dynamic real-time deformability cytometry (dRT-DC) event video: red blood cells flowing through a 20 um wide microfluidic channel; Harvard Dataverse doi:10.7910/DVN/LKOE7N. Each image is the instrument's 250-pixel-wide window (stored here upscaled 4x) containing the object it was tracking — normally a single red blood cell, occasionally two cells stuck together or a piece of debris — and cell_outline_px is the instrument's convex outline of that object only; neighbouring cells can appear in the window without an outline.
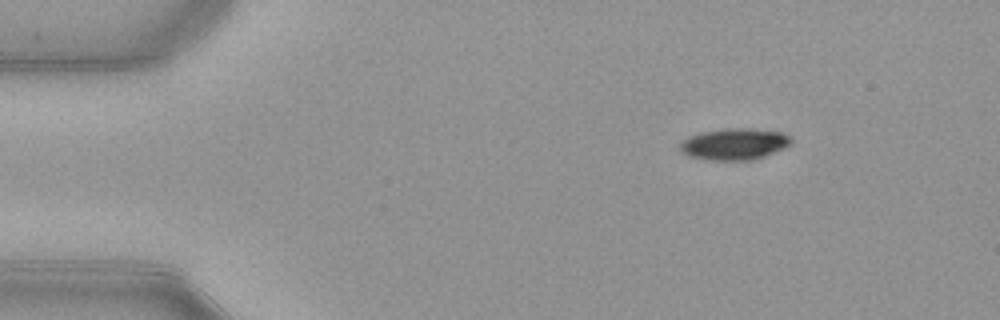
{"species": "common noctule bat (a hibernating species)", "species_latin": "Nyctalus noctula", "temperature_condition": "warm", "stored_images_in_passage": 46, "camera_frame_rate_fps": 3000, "um_per_image_px": 0.085, "animal": {"sex": "female", "body_mass_g": 21.9}, "frame": {"image": 1, "passage_image": 1, "time_ms": 0.0, "image_size_px": [1000, 320], "cell_outline_px": [[792, 144], [764, 156], [752, 160], [712, 160], [692, 156], [684, 152], [680, 148], [680, 144], [688, 136], [700, 132], [724, 128], [752, 128], [780, 132], [788, 136], [792, 140]], "centroid_in_image_um": [62.43, 12.23], "position_along_channel_um": 22.6, "area_um2": 20.17}}
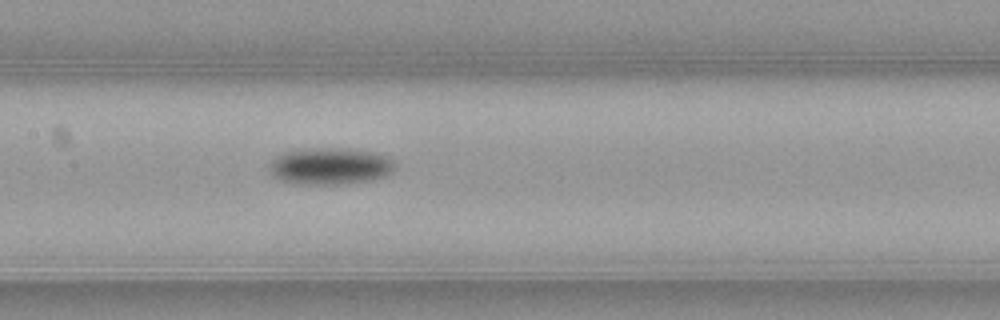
{"frame": {"image": 2, "passage_image": 19, "time_ms": 6.0, "image_size_px": [1000, 320], "cell_outline_px": [[396, 168], [392, 172], [384, 176], [372, 180], [348, 184], [296, 184], [280, 180], [272, 176], [272, 160], [280, 152], [316, 148], [348, 148], [372, 152], [388, 156], [396, 164]], "centroid_in_image_um": [28.1, 14.13], "position_along_channel_um": 179.3, "area_um2": 27.11}}
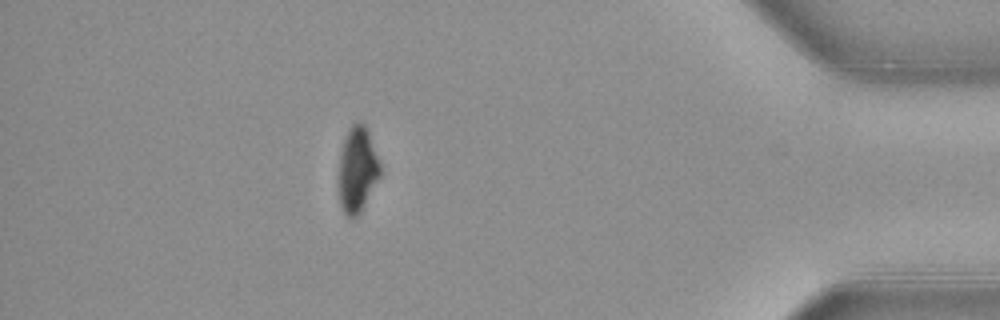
{"frame": {"image": 3, "passage_image": 40, "time_ms": 13.0, "image_size_px": [1000, 320], "cell_outline_px": [[380, 176], [360, 212], [356, 216], [348, 216], [344, 212], [340, 204], [340, 152], [348, 128], [356, 120], [364, 124], [368, 132], [380, 164]], "centroid_in_image_um": [30.38, 14.37], "position_along_channel_um": 404.8, "area_um2": 20.06}, "authors_computed_cell_mechanics": {"area_um2": 23.3223, "velocity_mm_per_s": 3.9337, "shape_relaxation_time_tau1_ms": 1.8568, "shape_relaxation_time_tau2_ms": null, "deformation_change_tau1": 0.1105, "deformation_change_tau2": null}}